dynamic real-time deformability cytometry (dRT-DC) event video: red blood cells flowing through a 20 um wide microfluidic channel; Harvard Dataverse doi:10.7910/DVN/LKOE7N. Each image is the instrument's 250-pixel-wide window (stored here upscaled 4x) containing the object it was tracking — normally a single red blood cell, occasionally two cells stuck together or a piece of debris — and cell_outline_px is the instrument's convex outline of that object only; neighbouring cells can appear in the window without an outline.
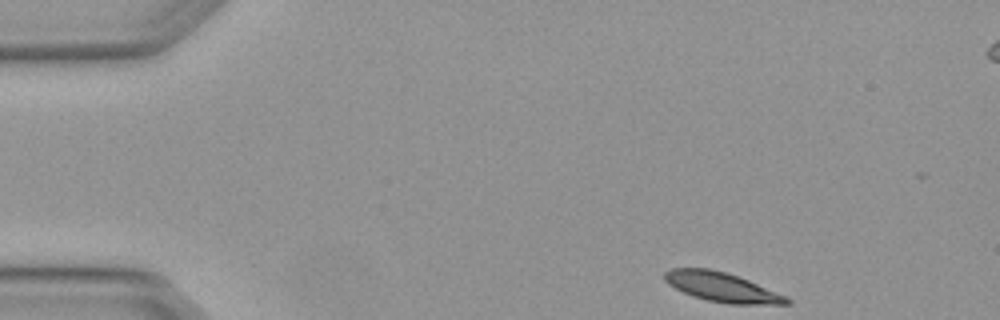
{"species": "Egyptian fruit bat (a non-hibernating species)", "species_latin": "Rousettus aegyptiacus", "temperature_condition": "warm", "stored_images_in_passage": 3, "camera_frame_rate_fps": 3000, "um_per_image_px": 0.085, "animal": {"sex": "female"}, "frame": {"image": 1, "passage_image": 1, "time_ms": 0.0, "image_size_px": [1000, 320], "cell_outline_px": [[792, 304], [728, 304], [708, 300], [692, 296], [668, 284], [664, 280], [664, 272], [668, 268], [708, 268], [724, 272], [748, 280], [788, 296], [792, 300]], "centroid_in_image_um": [61.37, 24.41], "position_along_channel_um": 23.6, "area_um2": 20.92}}